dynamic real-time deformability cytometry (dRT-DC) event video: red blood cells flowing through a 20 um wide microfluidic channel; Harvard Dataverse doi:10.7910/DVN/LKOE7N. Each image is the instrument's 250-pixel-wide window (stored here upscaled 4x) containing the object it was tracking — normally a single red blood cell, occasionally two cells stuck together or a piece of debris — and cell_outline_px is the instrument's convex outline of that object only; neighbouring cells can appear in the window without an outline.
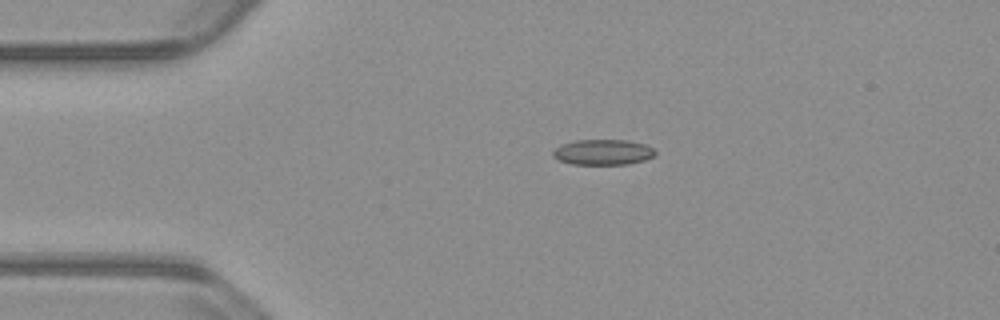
{"species": "common noctule bat (a hibernating species)", "species_latin": "Nyctalus noctula", "temperature_condition": "warm", "stored_images_in_passage": 44, "camera_frame_rate_fps": 3000, "um_per_image_px": 0.085, "animal": {"sex": "male", "body_mass_g": 23.1, "forearm_length_mm": 52.7}, "frame": {"image": 1, "passage_image": 1, "time_ms": 0.0, "image_size_px": [1000, 320], "cell_outline_px": [[656, 156], [644, 160], [628, 164], [572, 164], [560, 160], [552, 156], [552, 152], [560, 144], [576, 140], [624, 140], [644, 144], [652, 148], [656, 152]], "centroid_in_image_um": [51.25, 12.93], "position_along_channel_um": 33.8, "area_um2": 15.14}}
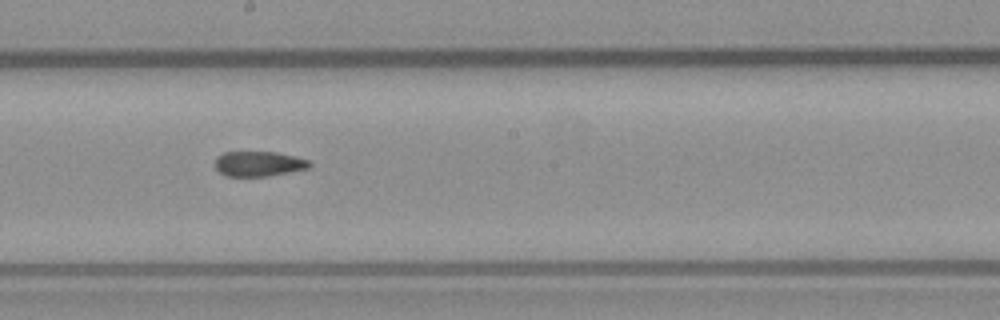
{"frame": {"image": 2, "passage_image": 19, "time_ms": 6.0, "image_size_px": [1000, 320], "cell_outline_px": [[312, 164], [308, 168], [268, 176], [224, 176], [216, 168], [216, 156], [224, 152], [276, 152], [296, 156], [308, 160]], "centroid_in_image_um": [21.98, 13.92], "position_along_channel_um": 226.2, "area_um2": 13.76}}
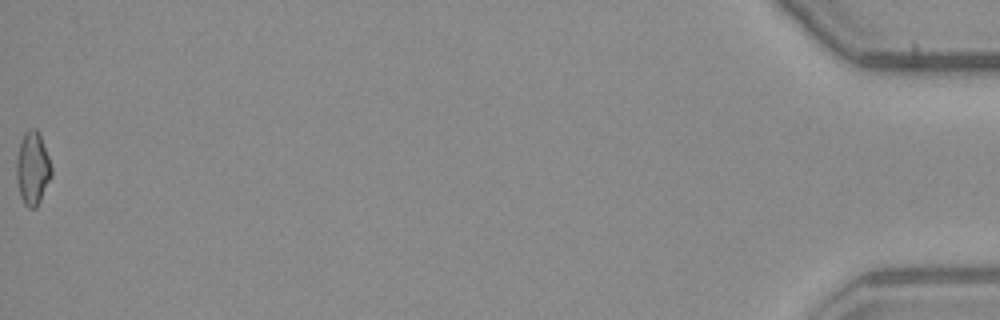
{"frame": {"image": 3, "passage_image": 44, "time_ms": 14.333, "image_size_px": [1000, 320], "cell_outline_px": [[52, 176], [36, 208], [28, 208], [24, 204], [20, 196], [16, 176], [16, 160], [20, 144], [24, 132], [28, 128], [36, 128], [40, 136], [48, 156], [52, 168]], "centroid_in_image_um": [2.76, 14.32], "position_along_channel_um": 432.4, "area_um2": 14.85}, "authors_computed_cell_mechanics": {"area_um2": 14.739, "velocity_mm_per_s": 3.8232, "shape_relaxation_time_tau1_ms": null, "shape_relaxation_time_tau2_ms": 3.8348, "deformation_change_tau1": null, "deformation_change_tau2": 0.099}}